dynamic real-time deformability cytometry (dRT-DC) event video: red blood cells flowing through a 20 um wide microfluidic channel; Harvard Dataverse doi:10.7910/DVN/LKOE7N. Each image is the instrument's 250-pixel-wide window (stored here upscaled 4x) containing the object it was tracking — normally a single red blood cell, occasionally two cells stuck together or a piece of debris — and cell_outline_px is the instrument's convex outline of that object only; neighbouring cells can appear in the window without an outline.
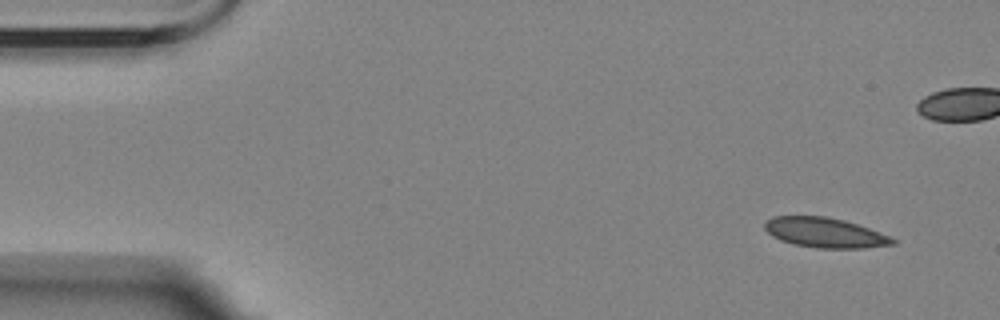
{"species": "Egyptian fruit bat (a non-hibernating species)", "species_latin": "Rousettus aegyptiacus", "temperature_condition": "room temperature", "stored_images_in_passage": 5, "camera_frame_rate_fps": 3000, "um_per_image_px": 0.085, "animal": {"sex": "female"}, "frame": {"image": 1, "passage_image": 1, "time_ms": 0.0, "image_size_px": [1000, 320], "cell_outline_px": [[896, 244], [864, 248], [816, 248], [796, 244], [780, 240], [772, 236], [764, 228], [764, 224], [772, 216], [824, 216], [844, 220], [868, 228], [888, 236], [896, 240]], "centroid_in_image_um": [70.1, 19.78], "position_along_channel_um": 14.9, "area_um2": 22.08}}
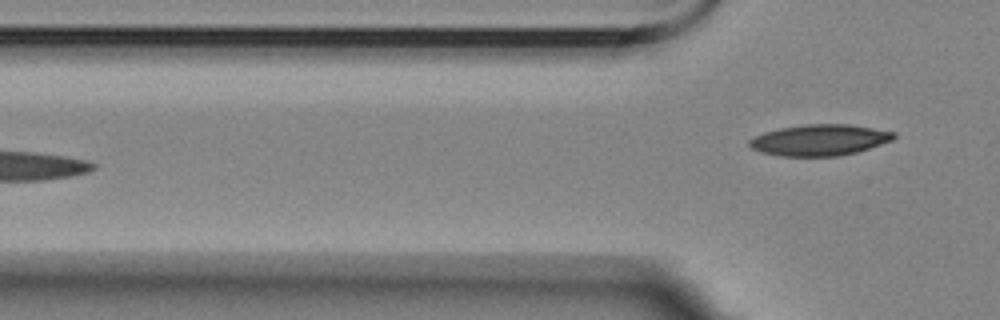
{"frame": {"image": 2, "passage_image": 5, "time_ms": 6.0, "image_size_px": [1000, 320], "cell_outline_px": [[896, 136], [892, 140], [856, 152], [836, 156], [780, 156], [760, 152], [752, 148], [748, 144], [748, 140], [764, 132], [780, 128], [808, 124], [848, 124], [896, 132]], "centroid_in_image_um": [69.64, 11.9], "position_along_channel_um": 56.2, "area_um2": 26.01}}